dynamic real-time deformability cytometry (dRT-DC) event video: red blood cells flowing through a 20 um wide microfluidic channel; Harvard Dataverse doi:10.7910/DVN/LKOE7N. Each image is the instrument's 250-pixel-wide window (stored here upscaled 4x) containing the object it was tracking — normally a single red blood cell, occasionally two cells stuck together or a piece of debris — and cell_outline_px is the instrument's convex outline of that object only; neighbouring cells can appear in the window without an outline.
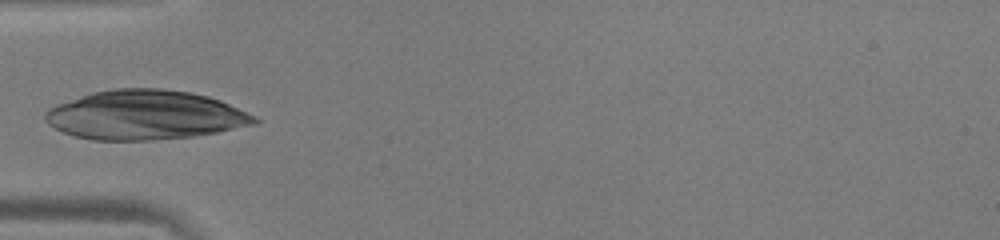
{"species": "human", "species_latin": "Homo sapiens", "temperature_condition": "warm", "stored_images_in_passage": 33, "camera_frame_rate_fps": 3000, "um_per_image_px": 0.085, "donor": {"sex": "male"}, "frame": {"image": 1, "passage_image": 1, "time_ms": 0.0, "image_size_px": [1000, 240], "cell_outline_px": [[260, 120], [256, 124], [216, 132], [192, 136], [152, 140], [92, 140], [76, 136], [64, 132], [48, 124], [44, 116], [44, 112], [48, 108], [92, 92], [116, 88], [160, 88], [188, 92], [208, 96], [220, 100], [256, 116]], "centroid_in_image_um": [12.34, 9.77], "position_along_channel_um": 72.7, "area_um2": 59.82}}